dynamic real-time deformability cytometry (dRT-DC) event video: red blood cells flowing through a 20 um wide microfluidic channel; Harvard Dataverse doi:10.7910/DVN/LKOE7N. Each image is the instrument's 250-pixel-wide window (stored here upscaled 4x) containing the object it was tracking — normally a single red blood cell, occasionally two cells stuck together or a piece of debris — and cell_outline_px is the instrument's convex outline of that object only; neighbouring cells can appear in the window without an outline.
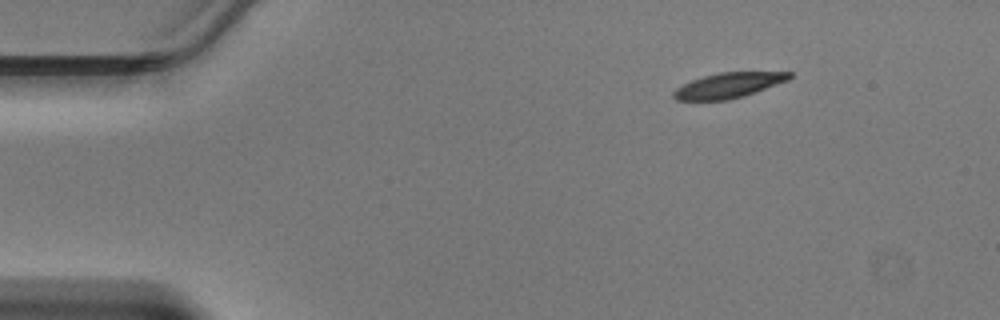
{"species": "Egyptian fruit bat (a non-hibernating species)", "species_latin": "Rousettus aegyptiacus", "temperature_condition": "warm", "stored_images_in_passage": 42, "camera_frame_rate_fps": 3000, "um_per_image_px": 0.085, "animal": {"sex": "male"}, "frame": {"image": 1, "passage_image": 1, "time_ms": 0.0, "image_size_px": [1000, 320], "cell_outline_px": [[792, 76], [788, 80], [744, 96], [728, 100], [676, 100], [672, 96], [672, 92], [676, 88], [692, 80], [704, 76], [720, 72], [792, 72]], "centroid_in_image_um": [61.91, 7.26], "position_along_channel_um": 23.1, "area_um2": 16.88}}
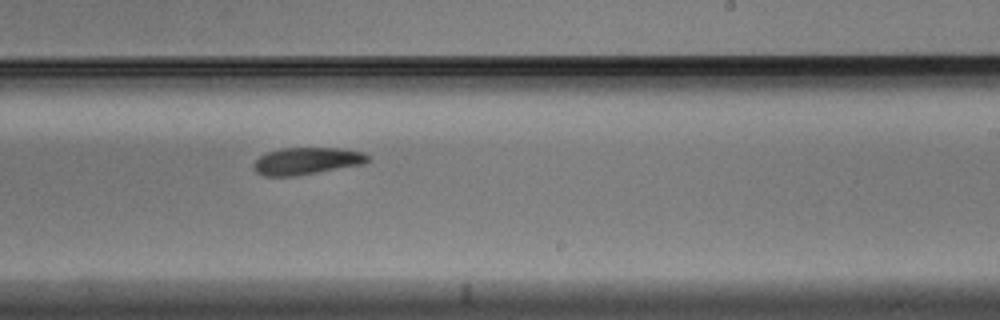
{"frame": {"image": 2, "passage_image": 23, "time_ms": 7.333, "image_size_px": [1000, 320], "cell_outline_px": [[368, 160], [364, 164], [292, 176], [264, 176], [256, 172], [252, 164], [260, 156], [268, 152], [280, 148], [340, 148], [360, 152], [368, 156]], "centroid_in_image_um": [26.02, 13.68], "position_along_channel_um": 263.0, "area_um2": 17.74}}
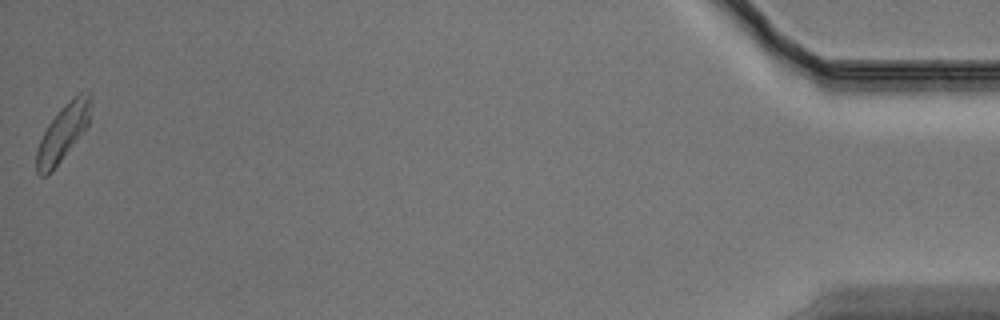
{"frame": {"image": 3, "passage_image": 41, "time_ms": 13.333, "image_size_px": [1000, 320], "cell_outline_px": [[92, 100], [88, 124], [52, 172], [48, 176], [40, 176], [36, 172], [36, 152], [40, 140], [48, 124], [60, 108], [72, 96], [80, 92], [92, 92]], "centroid_in_image_um": [5.35, 11.25], "position_along_channel_um": 429.9, "area_um2": 17.8}}